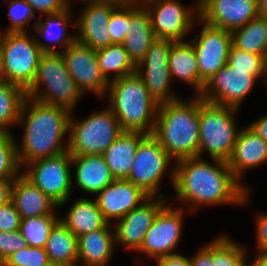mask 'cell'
<instances>
[{"label":"cell","mask_w":267,"mask_h":266,"mask_svg":"<svg viewBox=\"0 0 267 266\" xmlns=\"http://www.w3.org/2000/svg\"><path fill=\"white\" fill-rule=\"evenodd\" d=\"M201 30L196 37L190 39L197 57L199 69V96L205 84L224 66L232 46L231 31L217 28L198 18Z\"/></svg>","instance_id":"12"},{"label":"cell","mask_w":267,"mask_h":266,"mask_svg":"<svg viewBox=\"0 0 267 266\" xmlns=\"http://www.w3.org/2000/svg\"><path fill=\"white\" fill-rule=\"evenodd\" d=\"M105 96L122 131L152 134L159 104L136 72L109 82Z\"/></svg>","instance_id":"4"},{"label":"cell","mask_w":267,"mask_h":266,"mask_svg":"<svg viewBox=\"0 0 267 266\" xmlns=\"http://www.w3.org/2000/svg\"><path fill=\"white\" fill-rule=\"evenodd\" d=\"M72 187L95 195L115 180L103 155H71ZM74 175V176H73ZM75 177V180H74Z\"/></svg>","instance_id":"23"},{"label":"cell","mask_w":267,"mask_h":266,"mask_svg":"<svg viewBox=\"0 0 267 266\" xmlns=\"http://www.w3.org/2000/svg\"><path fill=\"white\" fill-rule=\"evenodd\" d=\"M129 26V3L117 6L109 21V32L113 44H123Z\"/></svg>","instance_id":"40"},{"label":"cell","mask_w":267,"mask_h":266,"mask_svg":"<svg viewBox=\"0 0 267 266\" xmlns=\"http://www.w3.org/2000/svg\"><path fill=\"white\" fill-rule=\"evenodd\" d=\"M145 8L157 39L186 41L199 18V0L194 5L191 3V6L180 0H159Z\"/></svg>","instance_id":"13"},{"label":"cell","mask_w":267,"mask_h":266,"mask_svg":"<svg viewBox=\"0 0 267 266\" xmlns=\"http://www.w3.org/2000/svg\"><path fill=\"white\" fill-rule=\"evenodd\" d=\"M170 196L148 197L137 208L114 222L116 247L137 252L144 241L147 230L153 224L158 212L168 203Z\"/></svg>","instance_id":"16"},{"label":"cell","mask_w":267,"mask_h":266,"mask_svg":"<svg viewBox=\"0 0 267 266\" xmlns=\"http://www.w3.org/2000/svg\"><path fill=\"white\" fill-rule=\"evenodd\" d=\"M11 202L20 214L21 219L56 214L55 210H58V204L40 191L22 174L13 180Z\"/></svg>","instance_id":"26"},{"label":"cell","mask_w":267,"mask_h":266,"mask_svg":"<svg viewBox=\"0 0 267 266\" xmlns=\"http://www.w3.org/2000/svg\"><path fill=\"white\" fill-rule=\"evenodd\" d=\"M20 214L10 201L0 207V231L11 232L20 229Z\"/></svg>","instance_id":"43"},{"label":"cell","mask_w":267,"mask_h":266,"mask_svg":"<svg viewBox=\"0 0 267 266\" xmlns=\"http://www.w3.org/2000/svg\"><path fill=\"white\" fill-rule=\"evenodd\" d=\"M155 261L156 266H190L189 257L178 252L169 256L156 258Z\"/></svg>","instance_id":"46"},{"label":"cell","mask_w":267,"mask_h":266,"mask_svg":"<svg viewBox=\"0 0 267 266\" xmlns=\"http://www.w3.org/2000/svg\"><path fill=\"white\" fill-rule=\"evenodd\" d=\"M5 31L3 29L0 31V44L2 42L3 36H4Z\"/></svg>","instance_id":"56"},{"label":"cell","mask_w":267,"mask_h":266,"mask_svg":"<svg viewBox=\"0 0 267 266\" xmlns=\"http://www.w3.org/2000/svg\"><path fill=\"white\" fill-rule=\"evenodd\" d=\"M248 126L267 143V112L249 123Z\"/></svg>","instance_id":"47"},{"label":"cell","mask_w":267,"mask_h":266,"mask_svg":"<svg viewBox=\"0 0 267 266\" xmlns=\"http://www.w3.org/2000/svg\"><path fill=\"white\" fill-rule=\"evenodd\" d=\"M66 214L59 216L61 221L76 237L82 234L103 229L105 220L96 200L91 197H80L72 202Z\"/></svg>","instance_id":"28"},{"label":"cell","mask_w":267,"mask_h":266,"mask_svg":"<svg viewBox=\"0 0 267 266\" xmlns=\"http://www.w3.org/2000/svg\"><path fill=\"white\" fill-rule=\"evenodd\" d=\"M200 157L175 161L173 191L181 207L192 214L203 207L250 205L252 187L242 184L232 173L226 161ZM187 205V206H185Z\"/></svg>","instance_id":"1"},{"label":"cell","mask_w":267,"mask_h":266,"mask_svg":"<svg viewBox=\"0 0 267 266\" xmlns=\"http://www.w3.org/2000/svg\"><path fill=\"white\" fill-rule=\"evenodd\" d=\"M13 180L0 178V191H11Z\"/></svg>","instance_id":"52"},{"label":"cell","mask_w":267,"mask_h":266,"mask_svg":"<svg viewBox=\"0 0 267 266\" xmlns=\"http://www.w3.org/2000/svg\"><path fill=\"white\" fill-rule=\"evenodd\" d=\"M147 136L142 132L123 131L102 154L115 179H126L133 168L140 142Z\"/></svg>","instance_id":"27"},{"label":"cell","mask_w":267,"mask_h":266,"mask_svg":"<svg viewBox=\"0 0 267 266\" xmlns=\"http://www.w3.org/2000/svg\"><path fill=\"white\" fill-rule=\"evenodd\" d=\"M6 82L5 68H4V60L0 50V83Z\"/></svg>","instance_id":"53"},{"label":"cell","mask_w":267,"mask_h":266,"mask_svg":"<svg viewBox=\"0 0 267 266\" xmlns=\"http://www.w3.org/2000/svg\"><path fill=\"white\" fill-rule=\"evenodd\" d=\"M28 244L20 230L0 231V265L14 252L27 247Z\"/></svg>","instance_id":"41"},{"label":"cell","mask_w":267,"mask_h":266,"mask_svg":"<svg viewBox=\"0 0 267 266\" xmlns=\"http://www.w3.org/2000/svg\"><path fill=\"white\" fill-rule=\"evenodd\" d=\"M72 171L71 155L66 151L24 165L21 174L60 208L72 197Z\"/></svg>","instance_id":"10"},{"label":"cell","mask_w":267,"mask_h":266,"mask_svg":"<svg viewBox=\"0 0 267 266\" xmlns=\"http://www.w3.org/2000/svg\"><path fill=\"white\" fill-rule=\"evenodd\" d=\"M33 8L36 15L57 13L69 9L73 5V0H26Z\"/></svg>","instance_id":"42"},{"label":"cell","mask_w":267,"mask_h":266,"mask_svg":"<svg viewBox=\"0 0 267 266\" xmlns=\"http://www.w3.org/2000/svg\"><path fill=\"white\" fill-rule=\"evenodd\" d=\"M78 266H109L116 248L112 224L77 237Z\"/></svg>","instance_id":"24"},{"label":"cell","mask_w":267,"mask_h":266,"mask_svg":"<svg viewBox=\"0 0 267 266\" xmlns=\"http://www.w3.org/2000/svg\"><path fill=\"white\" fill-rule=\"evenodd\" d=\"M61 53L67 71L82 93L86 96L87 92H91L94 96L102 99L109 83L100 71L96 51L75 41Z\"/></svg>","instance_id":"17"},{"label":"cell","mask_w":267,"mask_h":266,"mask_svg":"<svg viewBox=\"0 0 267 266\" xmlns=\"http://www.w3.org/2000/svg\"><path fill=\"white\" fill-rule=\"evenodd\" d=\"M83 10L75 16L76 41L91 47L95 51L112 45L109 21L113 10L112 3L84 2Z\"/></svg>","instance_id":"19"},{"label":"cell","mask_w":267,"mask_h":266,"mask_svg":"<svg viewBox=\"0 0 267 266\" xmlns=\"http://www.w3.org/2000/svg\"><path fill=\"white\" fill-rule=\"evenodd\" d=\"M15 137L12 132H0V178L4 180H14L21 174Z\"/></svg>","instance_id":"36"},{"label":"cell","mask_w":267,"mask_h":266,"mask_svg":"<svg viewBox=\"0 0 267 266\" xmlns=\"http://www.w3.org/2000/svg\"><path fill=\"white\" fill-rule=\"evenodd\" d=\"M155 40L157 38L146 8L129 2V26L123 45L135 66L145 58L146 52Z\"/></svg>","instance_id":"25"},{"label":"cell","mask_w":267,"mask_h":266,"mask_svg":"<svg viewBox=\"0 0 267 266\" xmlns=\"http://www.w3.org/2000/svg\"><path fill=\"white\" fill-rule=\"evenodd\" d=\"M58 221V214L27 217L21 219L19 230L28 246L44 248L51 229Z\"/></svg>","instance_id":"35"},{"label":"cell","mask_w":267,"mask_h":266,"mask_svg":"<svg viewBox=\"0 0 267 266\" xmlns=\"http://www.w3.org/2000/svg\"><path fill=\"white\" fill-rule=\"evenodd\" d=\"M8 4L7 15L10 25L4 28L5 32H28V26L37 18L33 8L26 0H4Z\"/></svg>","instance_id":"38"},{"label":"cell","mask_w":267,"mask_h":266,"mask_svg":"<svg viewBox=\"0 0 267 266\" xmlns=\"http://www.w3.org/2000/svg\"><path fill=\"white\" fill-rule=\"evenodd\" d=\"M258 16V0H199V18L231 32Z\"/></svg>","instance_id":"18"},{"label":"cell","mask_w":267,"mask_h":266,"mask_svg":"<svg viewBox=\"0 0 267 266\" xmlns=\"http://www.w3.org/2000/svg\"><path fill=\"white\" fill-rule=\"evenodd\" d=\"M44 249L51 264L78 266L77 237L61 221L51 229Z\"/></svg>","instance_id":"30"},{"label":"cell","mask_w":267,"mask_h":266,"mask_svg":"<svg viewBox=\"0 0 267 266\" xmlns=\"http://www.w3.org/2000/svg\"><path fill=\"white\" fill-rule=\"evenodd\" d=\"M174 42L155 40L146 52L145 58L136 66V73L142 78L150 96L159 105L181 98L171 87L173 81L169 69V51Z\"/></svg>","instance_id":"14"},{"label":"cell","mask_w":267,"mask_h":266,"mask_svg":"<svg viewBox=\"0 0 267 266\" xmlns=\"http://www.w3.org/2000/svg\"><path fill=\"white\" fill-rule=\"evenodd\" d=\"M43 266H56L54 264H47V265H43Z\"/></svg>","instance_id":"57"},{"label":"cell","mask_w":267,"mask_h":266,"mask_svg":"<svg viewBox=\"0 0 267 266\" xmlns=\"http://www.w3.org/2000/svg\"><path fill=\"white\" fill-rule=\"evenodd\" d=\"M240 109L208 103L199 96V157L207 152L211 159L230 158L240 128L236 114Z\"/></svg>","instance_id":"6"},{"label":"cell","mask_w":267,"mask_h":266,"mask_svg":"<svg viewBox=\"0 0 267 266\" xmlns=\"http://www.w3.org/2000/svg\"><path fill=\"white\" fill-rule=\"evenodd\" d=\"M174 203H167L157 214L151 227L147 230L141 248L136 252L147 258L176 254L179 243L182 241L185 213L191 212Z\"/></svg>","instance_id":"11"},{"label":"cell","mask_w":267,"mask_h":266,"mask_svg":"<svg viewBox=\"0 0 267 266\" xmlns=\"http://www.w3.org/2000/svg\"><path fill=\"white\" fill-rule=\"evenodd\" d=\"M26 91L13 83H0V132L11 133L17 127ZM14 126V127H13Z\"/></svg>","instance_id":"33"},{"label":"cell","mask_w":267,"mask_h":266,"mask_svg":"<svg viewBox=\"0 0 267 266\" xmlns=\"http://www.w3.org/2000/svg\"><path fill=\"white\" fill-rule=\"evenodd\" d=\"M95 196L105 220L112 225L149 197L138 186L123 178L115 179Z\"/></svg>","instance_id":"20"},{"label":"cell","mask_w":267,"mask_h":266,"mask_svg":"<svg viewBox=\"0 0 267 266\" xmlns=\"http://www.w3.org/2000/svg\"><path fill=\"white\" fill-rule=\"evenodd\" d=\"M267 163V143L253 132L248 125L239 131L227 165L234 176L243 184L244 172ZM256 167V168H255Z\"/></svg>","instance_id":"22"},{"label":"cell","mask_w":267,"mask_h":266,"mask_svg":"<svg viewBox=\"0 0 267 266\" xmlns=\"http://www.w3.org/2000/svg\"><path fill=\"white\" fill-rule=\"evenodd\" d=\"M249 251L228 234H220L212 239L213 266H248Z\"/></svg>","instance_id":"34"},{"label":"cell","mask_w":267,"mask_h":266,"mask_svg":"<svg viewBox=\"0 0 267 266\" xmlns=\"http://www.w3.org/2000/svg\"><path fill=\"white\" fill-rule=\"evenodd\" d=\"M73 13L71 6L69 9L57 13L45 14L43 15L45 19H41L39 16L33 22V27H31L35 31L33 35L44 53H61L76 41V33L68 32L69 27L76 28V20H73L75 18Z\"/></svg>","instance_id":"21"},{"label":"cell","mask_w":267,"mask_h":266,"mask_svg":"<svg viewBox=\"0 0 267 266\" xmlns=\"http://www.w3.org/2000/svg\"><path fill=\"white\" fill-rule=\"evenodd\" d=\"M248 266H267V250L257 251L253 261Z\"/></svg>","instance_id":"48"},{"label":"cell","mask_w":267,"mask_h":266,"mask_svg":"<svg viewBox=\"0 0 267 266\" xmlns=\"http://www.w3.org/2000/svg\"><path fill=\"white\" fill-rule=\"evenodd\" d=\"M70 114L64 107L25 97L17 122L18 128H23L22 142L16 140L21 168L33 161L68 151Z\"/></svg>","instance_id":"2"},{"label":"cell","mask_w":267,"mask_h":266,"mask_svg":"<svg viewBox=\"0 0 267 266\" xmlns=\"http://www.w3.org/2000/svg\"><path fill=\"white\" fill-rule=\"evenodd\" d=\"M76 0H73V3ZM78 2L82 1L83 2H102V3H112L116 6L124 5L126 3H129L130 0H77Z\"/></svg>","instance_id":"49"},{"label":"cell","mask_w":267,"mask_h":266,"mask_svg":"<svg viewBox=\"0 0 267 266\" xmlns=\"http://www.w3.org/2000/svg\"><path fill=\"white\" fill-rule=\"evenodd\" d=\"M159 1V0H130L131 3L137 5L138 7H145L148 4Z\"/></svg>","instance_id":"54"},{"label":"cell","mask_w":267,"mask_h":266,"mask_svg":"<svg viewBox=\"0 0 267 266\" xmlns=\"http://www.w3.org/2000/svg\"><path fill=\"white\" fill-rule=\"evenodd\" d=\"M232 44L241 50L267 56V18L258 16L233 30Z\"/></svg>","instance_id":"32"},{"label":"cell","mask_w":267,"mask_h":266,"mask_svg":"<svg viewBox=\"0 0 267 266\" xmlns=\"http://www.w3.org/2000/svg\"><path fill=\"white\" fill-rule=\"evenodd\" d=\"M11 201V191H0V207Z\"/></svg>","instance_id":"50"},{"label":"cell","mask_w":267,"mask_h":266,"mask_svg":"<svg viewBox=\"0 0 267 266\" xmlns=\"http://www.w3.org/2000/svg\"><path fill=\"white\" fill-rule=\"evenodd\" d=\"M255 221V251L267 250V213L258 212Z\"/></svg>","instance_id":"44"},{"label":"cell","mask_w":267,"mask_h":266,"mask_svg":"<svg viewBox=\"0 0 267 266\" xmlns=\"http://www.w3.org/2000/svg\"><path fill=\"white\" fill-rule=\"evenodd\" d=\"M151 135L174 162L199 157V96L160 104Z\"/></svg>","instance_id":"3"},{"label":"cell","mask_w":267,"mask_h":266,"mask_svg":"<svg viewBox=\"0 0 267 266\" xmlns=\"http://www.w3.org/2000/svg\"><path fill=\"white\" fill-rule=\"evenodd\" d=\"M227 65L234 70L248 71L265 86V57L236 48H230Z\"/></svg>","instance_id":"37"},{"label":"cell","mask_w":267,"mask_h":266,"mask_svg":"<svg viewBox=\"0 0 267 266\" xmlns=\"http://www.w3.org/2000/svg\"><path fill=\"white\" fill-rule=\"evenodd\" d=\"M51 264L44 248L27 246L14 252L0 266H43Z\"/></svg>","instance_id":"39"},{"label":"cell","mask_w":267,"mask_h":266,"mask_svg":"<svg viewBox=\"0 0 267 266\" xmlns=\"http://www.w3.org/2000/svg\"><path fill=\"white\" fill-rule=\"evenodd\" d=\"M190 266H213L212 240L203 244L196 253L189 257Z\"/></svg>","instance_id":"45"},{"label":"cell","mask_w":267,"mask_h":266,"mask_svg":"<svg viewBox=\"0 0 267 266\" xmlns=\"http://www.w3.org/2000/svg\"><path fill=\"white\" fill-rule=\"evenodd\" d=\"M258 82L248 71L226 65L205 84L200 97L208 103L239 109Z\"/></svg>","instance_id":"15"},{"label":"cell","mask_w":267,"mask_h":266,"mask_svg":"<svg viewBox=\"0 0 267 266\" xmlns=\"http://www.w3.org/2000/svg\"><path fill=\"white\" fill-rule=\"evenodd\" d=\"M265 86H267V56L265 57Z\"/></svg>","instance_id":"55"},{"label":"cell","mask_w":267,"mask_h":266,"mask_svg":"<svg viewBox=\"0 0 267 266\" xmlns=\"http://www.w3.org/2000/svg\"><path fill=\"white\" fill-rule=\"evenodd\" d=\"M174 160L160 146V143L150 134L139 144L130 175L126 178L138 186L149 197H164L159 193L162 180L170 178L174 183Z\"/></svg>","instance_id":"8"},{"label":"cell","mask_w":267,"mask_h":266,"mask_svg":"<svg viewBox=\"0 0 267 266\" xmlns=\"http://www.w3.org/2000/svg\"><path fill=\"white\" fill-rule=\"evenodd\" d=\"M26 96L73 112L84 94L67 71L62 53L49 52L41 55L35 79L26 90Z\"/></svg>","instance_id":"5"},{"label":"cell","mask_w":267,"mask_h":266,"mask_svg":"<svg viewBox=\"0 0 267 266\" xmlns=\"http://www.w3.org/2000/svg\"><path fill=\"white\" fill-rule=\"evenodd\" d=\"M0 50L4 60L6 81L25 91L32 85L44 53L35 36L29 32H5Z\"/></svg>","instance_id":"9"},{"label":"cell","mask_w":267,"mask_h":266,"mask_svg":"<svg viewBox=\"0 0 267 266\" xmlns=\"http://www.w3.org/2000/svg\"><path fill=\"white\" fill-rule=\"evenodd\" d=\"M259 16L267 18V0H258Z\"/></svg>","instance_id":"51"},{"label":"cell","mask_w":267,"mask_h":266,"mask_svg":"<svg viewBox=\"0 0 267 266\" xmlns=\"http://www.w3.org/2000/svg\"><path fill=\"white\" fill-rule=\"evenodd\" d=\"M100 71L109 83L136 72V66L129 59L123 44H112L96 51Z\"/></svg>","instance_id":"31"},{"label":"cell","mask_w":267,"mask_h":266,"mask_svg":"<svg viewBox=\"0 0 267 266\" xmlns=\"http://www.w3.org/2000/svg\"><path fill=\"white\" fill-rule=\"evenodd\" d=\"M169 69L174 78L191 86L199 96V69L193 44L189 41H175L169 51Z\"/></svg>","instance_id":"29"},{"label":"cell","mask_w":267,"mask_h":266,"mask_svg":"<svg viewBox=\"0 0 267 266\" xmlns=\"http://www.w3.org/2000/svg\"><path fill=\"white\" fill-rule=\"evenodd\" d=\"M122 132L117 117L106 106L82 119L76 118L73 111L69 119L68 152L70 155H102Z\"/></svg>","instance_id":"7"}]
</instances>
